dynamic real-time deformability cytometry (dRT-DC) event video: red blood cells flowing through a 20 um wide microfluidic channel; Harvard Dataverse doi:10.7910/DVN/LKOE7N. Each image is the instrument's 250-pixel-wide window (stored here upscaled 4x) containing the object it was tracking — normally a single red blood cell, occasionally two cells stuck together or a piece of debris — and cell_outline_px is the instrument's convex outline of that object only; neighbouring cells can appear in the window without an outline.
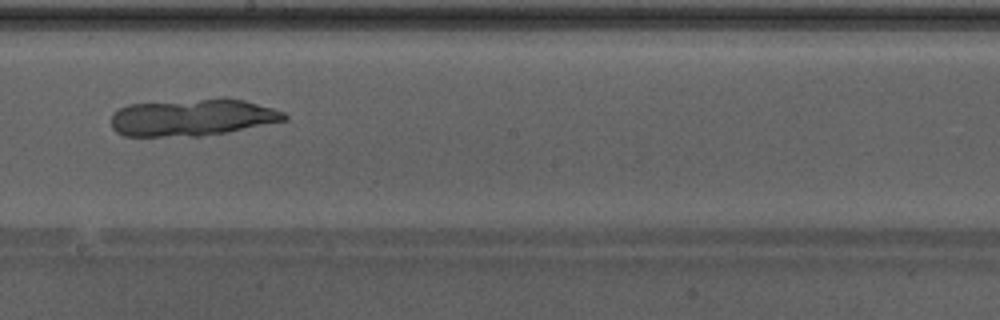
{"species": "Egyptian fruit bat (a non-hibernating species)", "species_latin": "Rousettus aegyptiacus", "temperature_condition": "warm", "stored_images_in_passage": 48, "camera_frame_rate_fps": 3000, "um_per_image_px": 0.085, "animal": {"sex": "male"}, "frame": {"image": 1, "passage_image": 28, "time_ms": 9.0, "image_size_px": [1000, 320], "cell_outline_px": [[288, 120], [228, 132], [200, 136], [124, 136], [116, 132], [112, 128], [112, 112], [128, 104], [220, 96], [224, 96], [244, 100], [272, 108], [284, 112], [288, 116]], "centroid_in_image_um": [16.36, 9.95], "position_along_channel_um": 231.8, "area_um2": 38.15}}